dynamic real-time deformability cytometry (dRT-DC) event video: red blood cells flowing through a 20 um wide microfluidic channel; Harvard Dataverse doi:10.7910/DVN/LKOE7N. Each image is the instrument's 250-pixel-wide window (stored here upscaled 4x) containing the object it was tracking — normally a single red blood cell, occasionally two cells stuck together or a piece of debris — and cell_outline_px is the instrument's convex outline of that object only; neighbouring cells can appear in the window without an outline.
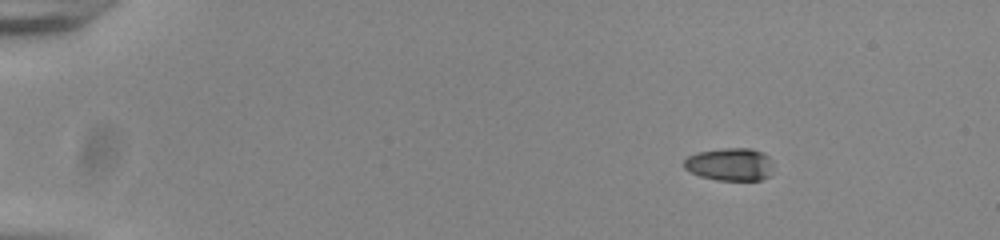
{"species": "common noctule bat (a hibernating species)", "species_latin": "Nyctalus noctula", "temperature_condition": "room temperature", "stored_images_in_passage": 48, "camera_frame_rate_fps": 3000, "um_per_image_px": 0.085, "animal": {"sex": "male", "body_mass_g": 20.0, "forearm_length_mm": 53.3}, "frame": {"image": 1, "passage_image": 1, "time_ms": 0.0, "image_size_px": [1000, 240], "cell_outline_px": [[768, 176], [760, 180], [716, 180], [700, 176], [684, 168], [684, 160], [688, 156], [696, 152], [724, 148], [752, 148], [764, 152], [768, 156]], "centroid_in_image_um": [61.97, 13.95], "position_along_channel_um": 23.0, "area_um2": 16.76}}
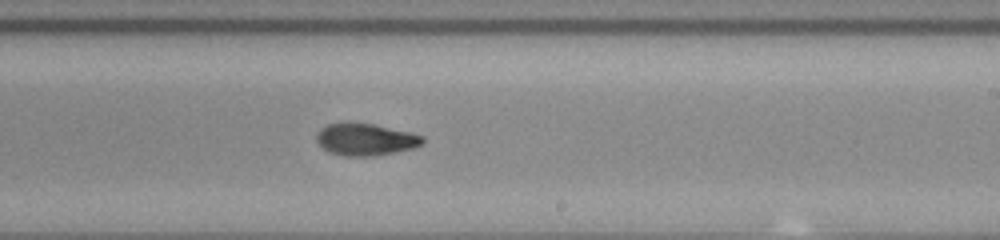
{"frame": {"image": 2, "passage_image": 28, "time_ms": 9.0, "image_size_px": [1000, 240], "cell_outline_px": [[424, 144], [412, 148], [396, 152], [372, 156], [344, 156], [328, 152], [316, 140], [316, 136], [320, 128], [328, 124], [348, 120], [352, 120], [372, 124], [408, 132], [424, 136]], "centroid_in_image_um": [31.03, 11.83], "position_along_channel_um": 258.0, "area_um2": 20.11}}
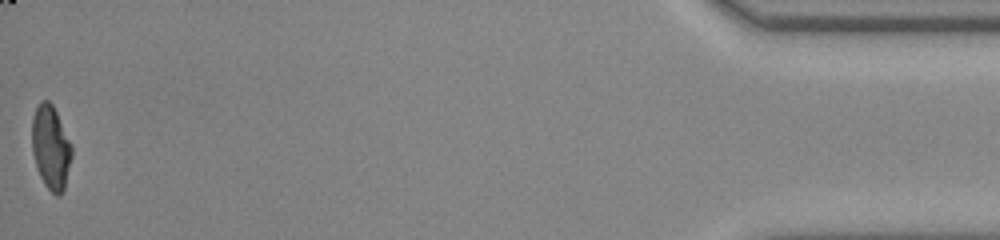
{"frame": {"image": 3, "passage_image": 48, "time_ms": 15.667, "image_size_px": [1000, 240], "cell_outline_px": [[72, 156], [64, 188], [60, 196], [56, 196], [44, 184], [36, 168], [32, 152], [32, 120], [36, 108], [40, 100], [48, 100], [52, 104], [72, 144]], "centroid_in_image_um": [4.31, 12.54], "position_along_channel_um": 430.9, "area_um2": 19.48}, "authors_computed_cell_mechanics": {"area_um2": 19.7676, "velocity_mm_per_s": 3.8577, "shape_relaxation_time_tau1_ms": 5.6968, "shape_relaxation_time_tau2_ms": 2.7406, "deformation_change_tau1": 0.1903, "deformation_change_tau2": 0.0843}}